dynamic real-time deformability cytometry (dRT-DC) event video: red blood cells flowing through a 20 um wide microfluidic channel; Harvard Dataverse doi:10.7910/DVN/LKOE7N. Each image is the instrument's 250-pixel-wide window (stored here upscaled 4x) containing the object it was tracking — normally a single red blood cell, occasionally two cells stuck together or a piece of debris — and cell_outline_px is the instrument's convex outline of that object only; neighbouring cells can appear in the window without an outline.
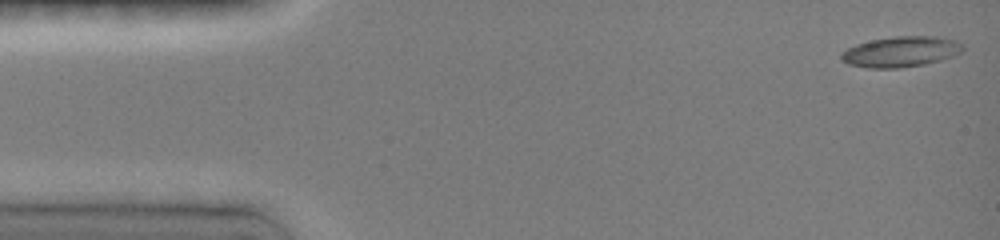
{"species": "common noctule bat (a hibernating species)", "species_latin": "Nyctalus noctula", "temperature_condition": "room temperature", "stored_images_in_passage": 35, "camera_frame_rate_fps": 3000, "um_per_image_px": 0.085, "animal": {"sex": "female", "body_mass_g": 19.0, "forearm_length_mm": 51.5}, "frame": {"image": 1, "passage_image": 1, "time_ms": 0.0, "image_size_px": [1000, 240], "cell_outline_px": [[964, 48], [960, 52], [952, 56], [940, 60], [924, 64], [900, 68], [868, 68], [848, 64], [840, 60], [840, 52], [856, 44], [872, 40], [892, 36], [936, 36], [952, 40], [964, 44]], "centroid_in_image_um": [76.53, 4.4], "position_along_channel_um": 8.5, "area_um2": 21.68}}
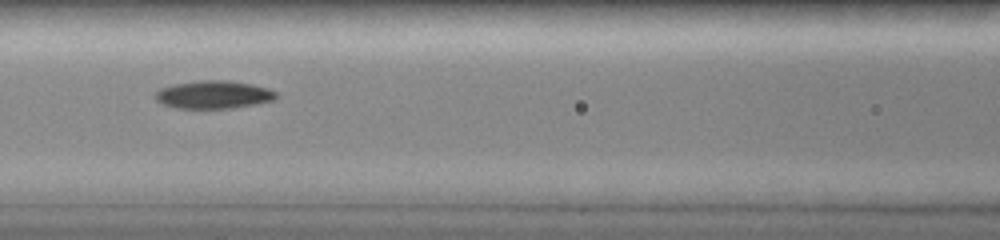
{"frame": {"image": 2, "passage_image": 13, "time_ms": 6.333, "image_size_px": [1000, 240], "cell_outline_px": [[276, 96], [272, 100], [232, 108], [176, 108], [164, 104], [156, 100], [156, 92], [160, 88], [176, 84], [204, 80], [220, 80], [252, 84], [268, 88], [276, 92]], "centroid_in_image_um": [18.14, 8.04], "position_along_channel_um": 148.5, "area_um2": 19.19}}
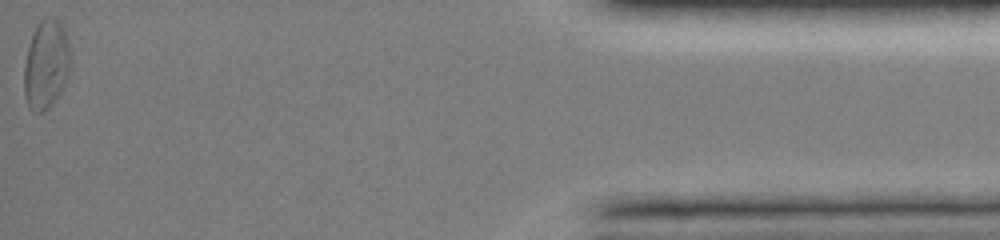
{"frame": {"image": 3, "passage_image": 35, "time_ms": 15.333, "image_size_px": [1000, 240], "cell_outline_px": [[72, 56], [68, 72], [64, 84], [60, 92], [52, 104], [48, 108], [40, 112], [36, 112], [28, 108], [24, 96], [24, 64], [28, 48], [32, 36], [40, 20], [44, 16], [52, 16], [60, 20], [64, 28], [72, 52]], "centroid_in_image_um": [3.94, 5.45], "position_along_channel_um": 431.3, "area_um2": 24.33}, "authors_computed_cell_mechanics": {"area_um2": 19.7098, "velocity_mm_per_s": 4.0172, "shape_relaxation_time_tau1_ms": 8.6929, "shape_relaxation_time_tau2_ms": null, "deformation_change_tau1": 0.1874, "deformation_change_tau2": null}}